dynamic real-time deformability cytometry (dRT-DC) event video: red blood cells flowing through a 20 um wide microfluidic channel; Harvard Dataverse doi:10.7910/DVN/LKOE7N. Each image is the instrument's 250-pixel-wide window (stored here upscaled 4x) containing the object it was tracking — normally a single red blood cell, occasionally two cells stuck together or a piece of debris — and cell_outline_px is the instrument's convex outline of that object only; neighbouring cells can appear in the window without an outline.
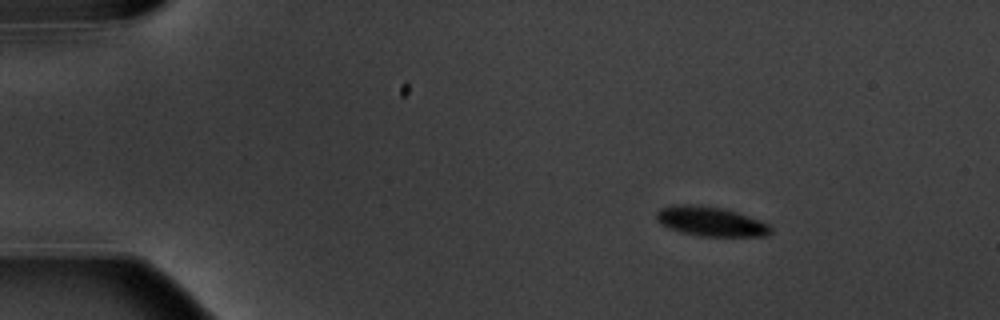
{"species": "common noctule bat (a hibernating species)", "species_latin": "Nyctalus noctula", "temperature_condition": "warm", "stored_images_in_passage": 7, "camera_frame_rate_fps": 3000, "um_per_image_px": 0.085, "animal": {"sex": "male", "body_mass_g": 20.1, "forearm_length_mm": 53.5}, "frame": {"image": 1, "passage_image": 1, "time_ms": 0.0, "image_size_px": [1000, 320], "cell_outline_px": [[772, 232], [768, 236], [700, 236], [680, 232], [668, 228], [656, 220], [656, 212], [660, 208], [672, 204], [696, 204], [724, 208], [760, 220], [768, 224], [772, 228]], "centroid_in_image_um": [60.39, 18.81], "position_along_channel_um": 24.6, "area_um2": 19.88}}
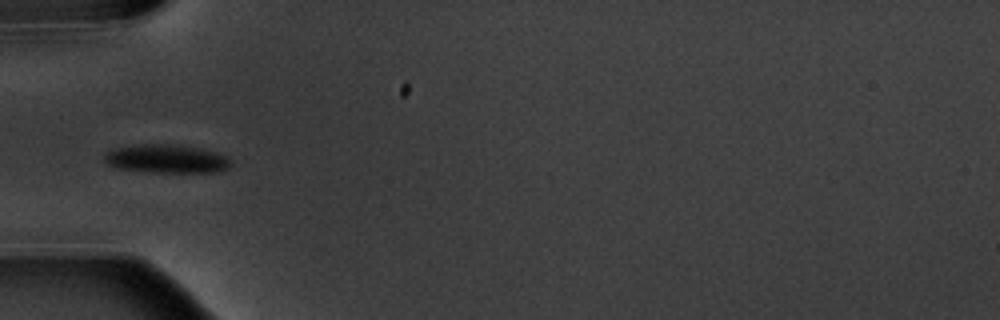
{"frame": {"image": 2, "passage_image": 4, "time_ms": 3.667, "image_size_px": [1000, 320], "cell_outline_px": [[232, 164], [228, 168], [220, 172], [148, 172], [116, 168], [108, 164], [104, 160], [104, 156], [108, 152], [116, 148], [140, 144], [176, 144], [200, 148], [216, 152], [228, 156]], "centroid_in_image_um": [14.2, 13.5], "position_along_channel_um": 70.8, "area_um2": 21.15}}